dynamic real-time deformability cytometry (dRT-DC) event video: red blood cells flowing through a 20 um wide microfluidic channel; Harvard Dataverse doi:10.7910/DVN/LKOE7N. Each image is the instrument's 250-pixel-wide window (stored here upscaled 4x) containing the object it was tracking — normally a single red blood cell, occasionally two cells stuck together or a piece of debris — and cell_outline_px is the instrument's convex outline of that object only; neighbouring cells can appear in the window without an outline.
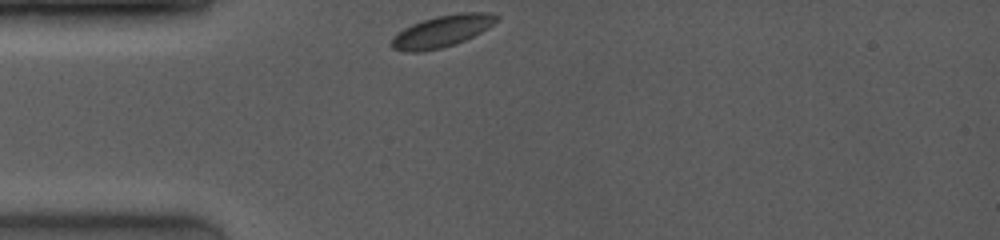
{"species": "common noctule bat (a hibernating species)", "species_latin": "Nyctalus noctula", "temperature_condition": "room temperature", "stored_images_in_passage": 2, "camera_frame_rate_fps": 4000, "um_per_image_px": 0.085, "animal": {"sex": "female", "body_mass_g": 19.0, "forearm_length_mm": 53.3}, "frame": {"image": 1, "passage_image": 1, "time_ms": 0.0, "image_size_px": [1000, 240], "cell_outline_px": [[500, 20], [488, 28], [456, 44], [440, 48], [420, 52], [404, 52], [392, 48], [392, 40], [404, 28], [412, 24], [436, 16], [460, 12], [488, 12], [500, 16]], "centroid_in_image_um": [37.63, 2.64], "position_along_channel_um": 47.4, "area_um2": 19.31}}